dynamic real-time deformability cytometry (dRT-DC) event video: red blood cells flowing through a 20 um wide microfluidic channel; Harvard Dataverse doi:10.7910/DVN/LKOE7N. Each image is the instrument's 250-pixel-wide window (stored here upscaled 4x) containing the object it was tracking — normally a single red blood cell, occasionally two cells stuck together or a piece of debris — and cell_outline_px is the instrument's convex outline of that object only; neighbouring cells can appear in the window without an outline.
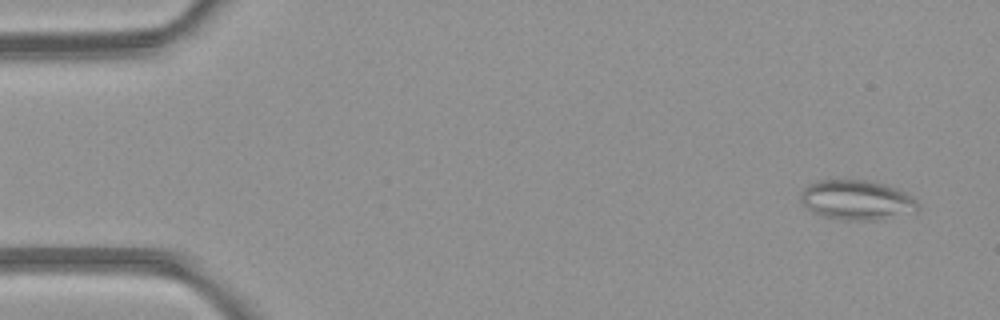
{"species": "common noctule bat (a hibernating species)", "species_latin": "Nyctalus noctula", "temperature_condition": "room temperature", "stored_images_in_passage": 5, "camera_frame_rate_fps": 3000, "um_per_image_px": 0.085, "animal": {"sex": "female", "body_mass_g": 21.9}, "frame": {"image": 1, "passage_image": 1, "time_ms": 0.0, "image_size_px": [1000, 320], "cell_outline_px": [[920, 208], [916, 212], [880, 220], [844, 220], [824, 216], [812, 212], [800, 200], [800, 192], [808, 184], [816, 180], [868, 180], [884, 184], [896, 188], [912, 196], [920, 204]], "centroid_in_image_um": [72.85, 17.0], "position_along_channel_um": 12.2, "area_um2": 27.46}}
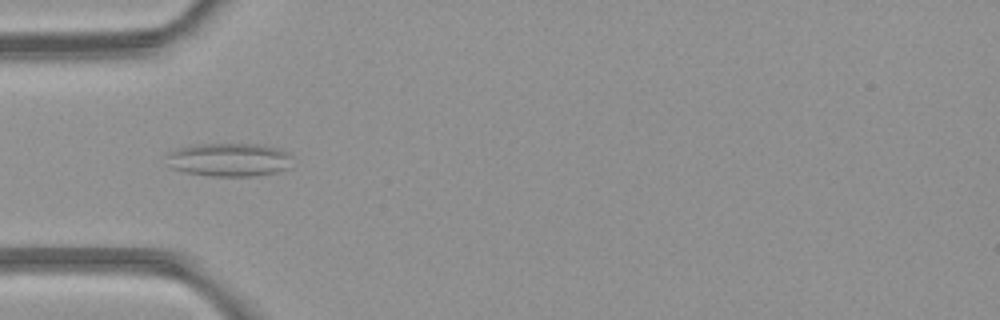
{"frame": {"image": 2, "passage_image": 5, "time_ms": 4.333, "image_size_px": [1000, 320], "cell_outline_px": [[292, 168], [276, 172], [252, 176], [212, 176], [188, 172], [172, 168], [168, 156], [168, 152], [180, 148], [200, 144], [256, 144], [276, 148], [292, 152]], "centroid_in_image_um": [19.59, 13.57], "position_along_channel_um": 65.4, "area_um2": 24.39}}